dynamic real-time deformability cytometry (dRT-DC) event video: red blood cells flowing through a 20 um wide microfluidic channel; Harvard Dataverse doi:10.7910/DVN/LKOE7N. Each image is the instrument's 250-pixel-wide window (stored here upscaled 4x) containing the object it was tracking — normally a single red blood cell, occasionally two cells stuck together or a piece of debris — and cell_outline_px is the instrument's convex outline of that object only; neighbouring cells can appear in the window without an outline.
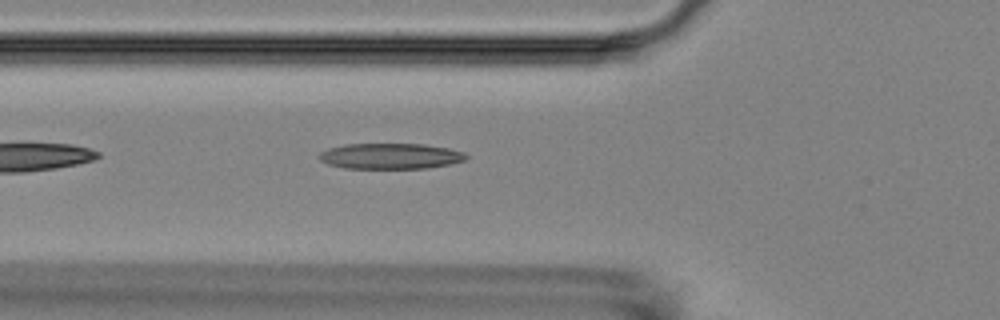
{"species": "Egyptian fruit bat (a non-hibernating species)", "species_latin": "Rousettus aegyptiacus", "temperature_condition": "room temperature", "stored_images_in_passage": 3, "camera_frame_rate_fps": 3000, "um_per_image_px": 0.085, "animal": {"sex": "female"}, "frame": {"image": 1, "passage_image": 3, "time_ms": 2.333, "image_size_px": [1000, 320], "cell_outline_px": [[468, 156], [464, 160], [448, 164], [428, 168], [344, 168], [328, 164], [320, 160], [320, 152], [328, 148], [344, 144], [424, 144], [448, 148], [464, 152]], "centroid_in_image_um": [33.17, 13.26], "position_along_channel_um": 92.6, "area_um2": 21.91}}